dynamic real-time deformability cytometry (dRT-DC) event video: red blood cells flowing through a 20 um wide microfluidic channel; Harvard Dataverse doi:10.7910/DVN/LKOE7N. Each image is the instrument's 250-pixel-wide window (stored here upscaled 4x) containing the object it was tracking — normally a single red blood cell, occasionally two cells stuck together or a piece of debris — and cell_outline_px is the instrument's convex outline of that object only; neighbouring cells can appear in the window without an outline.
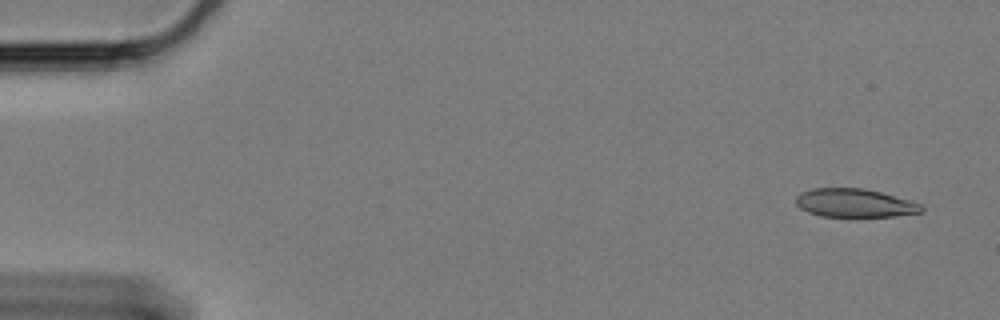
{"species": "Egyptian fruit bat (a non-hibernating species)", "species_latin": "Rousettus aegyptiacus", "temperature_condition": "cold", "stored_images_in_passage": 60, "camera_frame_rate_fps": 3000, "um_per_image_px": 0.085, "animal": {"sex": "female"}, "frame": {"image": 1, "passage_image": 2, "time_ms": 0.333, "image_size_px": [1000, 320], "cell_outline_px": [[924, 212], [896, 216], [820, 216], [808, 212], [800, 208], [796, 204], [796, 196], [800, 192], [812, 188], [864, 188], [880, 192], [908, 200], [920, 204], [924, 208]], "centroid_in_image_um": [72.62, 17.25], "position_along_channel_um": 12.4, "area_um2": 20.75}}
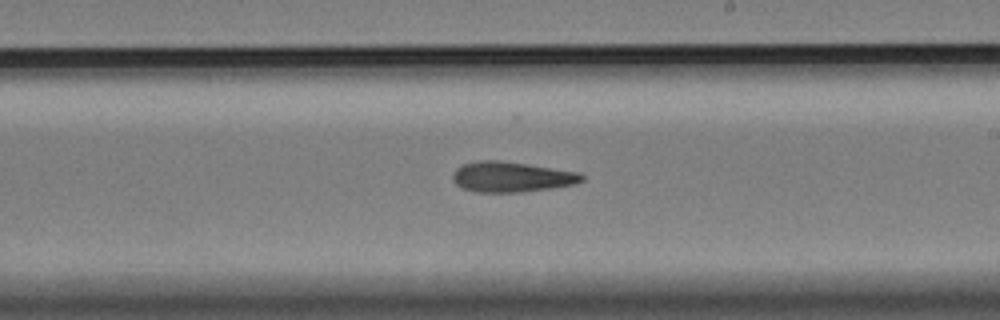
{"frame": {"image": 2, "passage_image": 34, "time_ms": 11.0, "image_size_px": [1000, 320], "cell_outline_px": [[584, 180], [576, 184], [552, 188], [520, 192], [476, 192], [464, 188], [456, 184], [452, 180], [452, 176], [456, 168], [464, 164], [480, 160], [496, 160], [580, 172], [584, 176]], "centroid_in_image_um": [43.49, 15.04], "position_along_channel_um": 245.5, "area_um2": 22.66}}
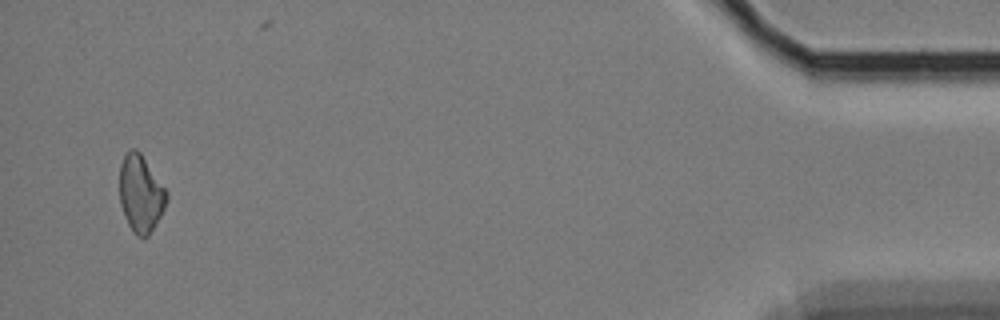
{"frame": {"image": 3, "passage_image": 57, "time_ms": 18.667, "image_size_px": [1000, 320], "cell_outline_px": [[168, 200], [160, 216], [148, 236], [136, 236], [132, 232], [124, 216], [120, 204], [120, 164], [124, 156], [132, 148], [136, 148], [140, 152], [168, 192]], "centroid_in_image_um": [11.96, 16.46], "position_along_channel_um": 423.2, "area_um2": 21.04}}